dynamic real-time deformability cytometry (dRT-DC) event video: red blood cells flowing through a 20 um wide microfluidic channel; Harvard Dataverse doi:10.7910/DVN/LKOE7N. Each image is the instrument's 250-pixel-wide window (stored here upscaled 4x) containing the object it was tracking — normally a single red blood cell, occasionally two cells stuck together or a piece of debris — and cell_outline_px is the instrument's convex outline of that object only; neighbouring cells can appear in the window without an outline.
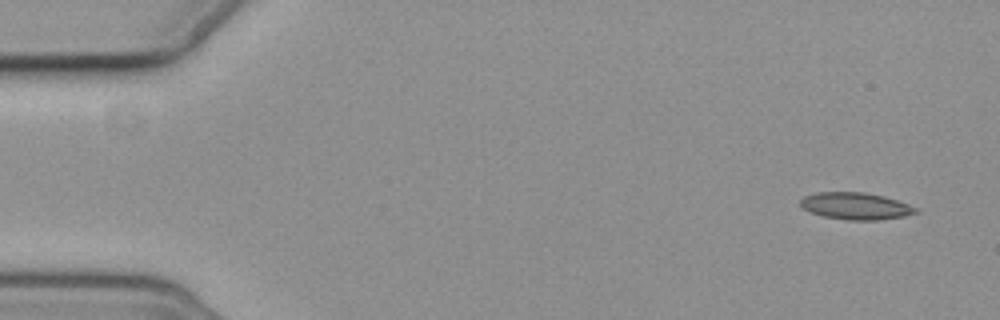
{"species": "common noctule bat (a hibernating species)", "species_latin": "Nyctalus noctula", "temperature_condition": "cold", "stored_images_in_passage": 7, "camera_frame_rate_fps": 3000, "um_per_image_px": 0.085, "animal": {"sex": "female", "body_mass_g": 19.3, "forearm_length_mm": 54.1}, "frame": {"image": 1, "passage_image": 1, "time_ms": 0.0, "image_size_px": [1000, 320], "cell_outline_px": [[920, 212], [904, 216], [880, 220], [848, 220], [824, 216], [812, 212], [804, 208], [800, 204], [800, 200], [804, 196], [816, 192], [864, 192], [884, 196], [920, 208]], "centroid_in_image_um": [72.78, 17.51], "position_along_channel_um": 12.2, "area_um2": 18.15}}
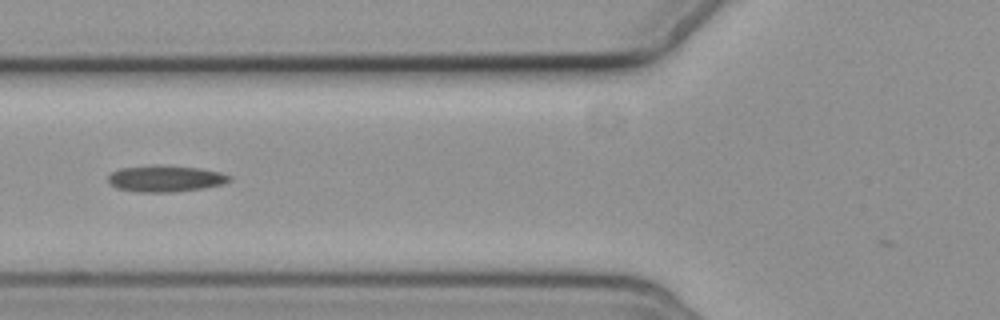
{"frame": {"image": 2, "passage_image": 6, "time_ms": 6.333, "image_size_px": [1000, 320], "cell_outline_px": [[232, 180], [224, 184], [204, 188], [172, 192], [140, 192], [116, 188], [108, 180], [108, 176], [112, 172], [120, 168], [152, 164], [160, 164], [200, 168], [220, 172], [232, 176]], "centroid_in_image_um": [14.09, 15.16], "position_along_channel_um": 111.7, "area_um2": 18.96}}
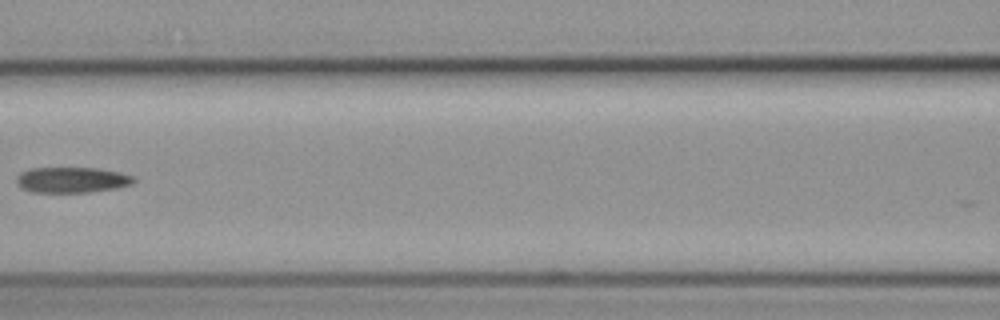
{"frame": {"image": 3, "passage_image": 7, "time_ms": 7.667, "image_size_px": [1000, 320], "cell_outline_px": [[136, 180], [132, 184], [120, 188], [88, 192], [32, 192], [20, 188], [16, 184], [16, 176], [20, 172], [28, 168], [96, 168], [120, 172], [136, 176]], "centroid_in_image_um": [6.12, 15.29], "position_along_channel_um": 160.5, "area_um2": 17.86}}